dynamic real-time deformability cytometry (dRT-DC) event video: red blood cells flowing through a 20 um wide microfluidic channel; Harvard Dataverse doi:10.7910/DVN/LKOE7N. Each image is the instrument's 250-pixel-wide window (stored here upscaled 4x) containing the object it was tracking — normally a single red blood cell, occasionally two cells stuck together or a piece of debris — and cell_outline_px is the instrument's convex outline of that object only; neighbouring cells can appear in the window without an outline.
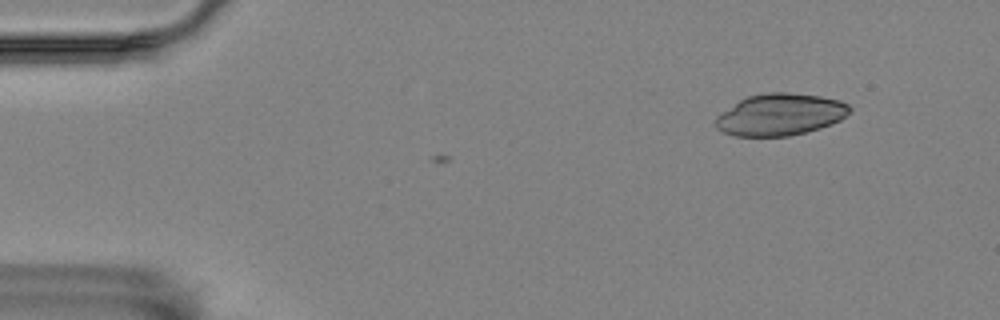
{"species": "Egyptian fruit bat (a non-hibernating species)", "species_latin": "Rousettus aegyptiacus", "temperature_condition": "room temperature", "stored_images_in_passage": 4, "camera_frame_rate_fps": 3000, "um_per_image_px": 0.085, "animal": {"sex": "female"}, "frame": {"image": 1, "passage_image": 1, "time_ms": 0.0, "image_size_px": [1000, 320], "cell_outline_px": [[852, 108], [840, 120], [832, 124], [820, 128], [788, 136], [736, 136], [724, 132], [716, 128], [716, 116], [740, 100], [748, 96], [768, 92], [788, 92], [820, 96], [840, 100], [848, 104]], "centroid_in_image_um": [66.33, 9.73], "position_along_channel_um": 18.7, "area_um2": 32.48}}